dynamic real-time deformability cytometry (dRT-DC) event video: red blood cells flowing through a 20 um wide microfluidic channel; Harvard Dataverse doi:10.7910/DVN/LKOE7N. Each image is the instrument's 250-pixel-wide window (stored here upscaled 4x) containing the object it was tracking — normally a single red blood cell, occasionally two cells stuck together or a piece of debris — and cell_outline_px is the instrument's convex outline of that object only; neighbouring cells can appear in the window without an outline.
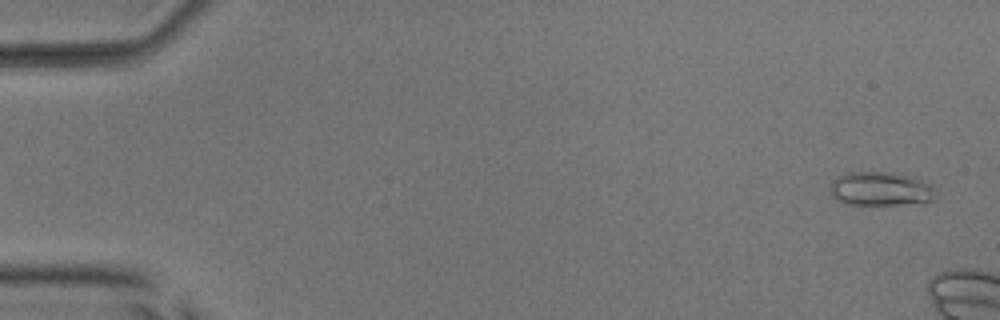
{"species": "common noctule bat (a hibernating species)", "species_latin": "Nyctalus noctula", "temperature_condition": "room temperature", "stored_images_in_passage": 14, "camera_frame_rate_fps": 3000, "um_per_image_px": 0.085, "animal": {"sex": "male", "body_mass_g": 17.9, "forearm_length_mm": 54.2}, "frame": {"image": 1, "passage_image": 3, "time_ms": 0.667, "image_size_px": [1000, 320], "cell_outline_px": [[936, 196], [932, 200], [896, 204], [844, 204], [836, 200], [832, 196], [832, 180], [848, 172], [892, 172], [920, 180], [928, 184], [936, 192]], "centroid_in_image_um": [74.8, 16.05], "position_along_channel_um": 10.2, "area_um2": 20.29}}